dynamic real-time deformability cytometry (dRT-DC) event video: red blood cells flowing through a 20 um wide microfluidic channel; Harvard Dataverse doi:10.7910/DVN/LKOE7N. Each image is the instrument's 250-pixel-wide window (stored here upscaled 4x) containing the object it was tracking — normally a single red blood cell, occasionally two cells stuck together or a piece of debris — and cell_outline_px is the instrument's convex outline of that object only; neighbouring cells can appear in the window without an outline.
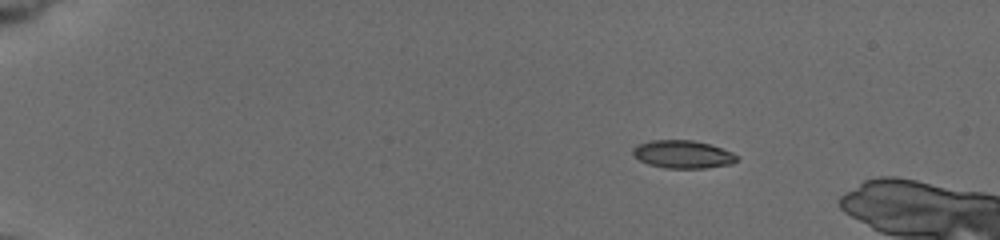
{"species": "common noctule bat (a hibernating species)", "species_latin": "Nyctalus noctula", "temperature_condition": "cold", "stored_images_in_passage": 21, "camera_frame_rate_fps": 3000, "um_per_image_px": 0.085, "animal": {"sex": "female", "body_mass_g": 19.5, "forearm_length_mm": 54.1}, "frame": {"image": 1, "passage_image": 1, "time_ms": 0.0, "image_size_px": [1000, 240], "cell_outline_px": [[740, 156], [732, 164], [704, 168], [664, 168], [648, 164], [632, 156], [632, 148], [636, 144], [648, 140], [692, 140], [712, 144], [732, 152]], "centroid_in_image_um": [58.02, 13.11], "position_along_channel_um": 27.0, "area_um2": 17.22}}